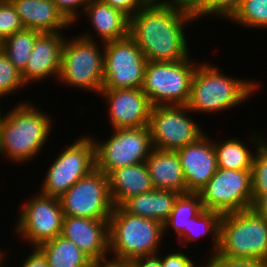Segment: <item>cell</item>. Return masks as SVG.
Here are the masks:
<instances>
[{"instance_id": "46", "label": "cell", "mask_w": 267, "mask_h": 267, "mask_svg": "<svg viewBox=\"0 0 267 267\" xmlns=\"http://www.w3.org/2000/svg\"><path fill=\"white\" fill-rule=\"evenodd\" d=\"M202 265L201 266H198V267H208V265L205 263V265H203V263H201Z\"/></svg>"}, {"instance_id": "36", "label": "cell", "mask_w": 267, "mask_h": 267, "mask_svg": "<svg viewBox=\"0 0 267 267\" xmlns=\"http://www.w3.org/2000/svg\"><path fill=\"white\" fill-rule=\"evenodd\" d=\"M114 9L121 11L129 19L141 10L150 0H102Z\"/></svg>"}, {"instance_id": "20", "label": "cell", "mask_w": 267, "mask_h": 267, "mask_svg": "<svg viewBox=\"0 0 267 267\" xmlns=\"http://www.w3.org/2000/svg\"><path fill=\"white\" fill-rule=\"evenodd\" d=\"M84 14L91 22L93 31L97 32L94 37L99 36L100 43L120 40L129 35V18L102 0H89L79 16Z\"/></svg>"}, {"instance_id": "5", "label": "cell", "mask_w": 267, "mask_h": 267, "mask_svg": "<svg viewBox=\"0 0 267 267\" xmlns=\"http://www.w3.org/2000/svg\"><path fill=\"white\" fill-rule=\"evenodd\" d=\"M90 34L66 37L57 82L98 96L103 89L104 45Z\"/></svg>"}, {"instance_id": "18", "label": "cell", "mask_w": 267, "mask_h": 267, "mask_svg": "<svg viewBox=\"0 0 267 267\" xmlns=\"http://www.w3.org/2000/svg\"><path fill=\"white\" fill-rule=\"evenodd\" d=\"M60 32L40 33L33 45L30 59L25 70L21 73L24 83L46 80L53 77L58 79L61 68L63 46L66 37Z\"/></svg>"}, {"instance_id": "14", "label": "cell", "mask_w": 267, "mask_h": 267, "mask_svg": "<svg viewBox=\"0 0 267 267\" xmlns=\"http://www.w3.org/2000/svg\"><path fill=\"white\" fill-rule=\"evenodd\" d=\"M31 197L20 207L14 233L33 247L61 235L64 214L58 197L41 192Z\"/></svg>"}, {"instance_id": "4", "label": "cell", "mask_w": 267, "mask_h": 267, "mask_svg": "<svg viewBox=\"0 0 267 267\" xmlns=\"http://www.w3.org/2000/svg\"><path fill=\"white\" fill-rule=\"evenodd\" d=\"M108 223L109 255H114L110 259L132 261L160 252L164 236L161 222L130 215L120 206H114Z\"/></svg>"}, {"instance_id": "22", "label": "cell", "mask_w": 267, "mask_h": 267, "mask_svg": "<svg viewBox=\"0 0 267 267\" xmlns=\"http://www.w3.org/2000/svg\"><path fill=\"white\" fill-rule=\"evenodd\" d=\"M154 189L173 190L187 193L180 157L177 151H165L153 148L146 159Z\"/></svg>"}, {"instance_id": "3", "label": "cell", "mask_w": 267, "mask_h": 267, "mask_svg": "<svg viewBox=\"0 0 267 267\" xmlns=\"http://www.w3.org/2000/svg\"><path fill=\"white\" fill-rule=\"evenodd\" d=\"M222 68L211 63H199L190 89L187 107L196 113L213 114L241 106L254 92L260 83L243 78L225 75ZM220 111V112H219Z\"/></svg>"}, {"instance_id": "28", "label": "cell", "mask_w": 267, "mask_h": 267, "mask_svg": "<svg viewBox=\"0 0 267 267\" xmlns=\"http://www.w3.org/2000/svg\"><path fill=\"white\" fill-rule=\"evenodd\" d=\"M39 34L38 31L24 28L0 43L1 50L20 73L26 68L34 42Z\"/></svg>"}, {"instance_id": "24", "label": "cell", "mask_w": 267, "mask_h": 267, "mask_svg": "<svg viewBox=\"0 0 267 267\" xmlns=\"http://www.w3.org/2000/svg\"><path fill=\"white\" fill-rule=\"evenodd\" d=\"M252 136V137H251ZM250 147L255 150H250V147L244 144V141L237 138L230 137L227 140L214 139V147L217 153V163L219 168L232 169V170H252L253 159L256 149L265 141L263 135H256L252 133ZM221 141V142H220ZM253 144V145H252ZM253 146V147H252Z\"/></svg>"}, {"instance_id": "44", "label": "cell", "mask_w": 267, "mask_h": 267, "mask_svg": "<svg viewBox=\"0 0 267 267\" xmlns=\"http://www.w3.org/2000/svg\"><path fill=\"white\" fill-rule=\"evenodd\" d=\"M4 253L6 254V252H4V250L0 249V261L2 258L7 257V255H5Z\"/></svg>"}, {"instance_id": "32", "label": "cell", "mask_w": 267, "mask_h": 267, "mask_svg": "<svg viewBox=\"0 0 267 267\" xmlns=\"http://www.w3.org/2000/svg\"><path fill=\"white\" fill-rule=\"evenodd\" d=\"M24 26L10 0H0V43Z\"/></svg>"}, {"instance_id": "37", "label": "cell", "mask_w": 267, "mask_h": 267, "mask_svg": "<svg viewBox=\"0 0 267 267\" xmlns=\"http://www.w3.org/2000/svg\"><path fill=\"white\" fill-rule=\"evenodd\" d=\"M179 251V252H178ZM170 252L165 256L161 255V252L156 255L160 258L162 267H198L190 256L182 253L180 250ZM160 254V255H159ZM162 256V257H161Z\"/></svg>"}, {"instance_id": "11", "label": "cell", "mask_w": 267, "mask_h": 267, "mask_svg": "<svg viewBox=\"0 0 267 267\" xmlns=\"http://www.w3.org/2000/svg\"><path fill=\"white\" fill-rule=\"evenodd\" d=\"M103 45L102 90L142 88L148 60L136 42L128 35Z\"/></svg>"}, {"instance_id": "40", "label": "cell", "mask_w": 267, "mask_h": 267, "mask_svg": "<svg viewBox=\"0 0 267 267\" xmlns=\"http://www.w3.org/2000/svg\"><path fill=\"white\" fill-rule=\"evenodd\" d=\"M252 209L260 215L267 217V193L252 194Z\"/></svg>"}, {"instance_id": "12", "label": "cell", "mask_w": 267, "mask_h": 267, "mask_svg": "<svg viewBox=\"0 0 267 267\" xmlns=\"http://www.w3.org/2000/svg\"><path fill=\"white\" fill-rule=\"evenodd\" d=\"M203 207L221 215L252 207L251 170L219 168L200 191Z\"/></svg>"}, {"instance_id": "42", "label": "cell", "mask_w": 267, "mask_h": 267, "mask_svg": "<svg viewBox=\"0 0 267 267\" xmlns=\"http://www.w3.org/2000/svg\"><path fill=\"white\" fill-rule=\"evenodd\" d=\"M96 267H136L131 261H117L113 259L105 260L103 263L97 264Z\"/></svg>"}, {"instance_id": "19", "label": "cell", "mask_w": 267, "mask_h": 267, "mask_svg": "<svg viewBox=\"0 0 267 267\" xmlns=\"http://www.w3.org/2000/svg\"><path fill=\"white\" fill-rule=\"evenodd\" d=\"M24 28L40 33L68 30L72 25L57 10L52 0H10ZM69 27V28H68Z\"/></svg>"}, {"instance_id": "1", "label": "cell", "mask_w": 267, "mask_h": 267, "mask_svg": "<svg viewBox=\"0 0 267 267\" xmlns=\"http://www.w3.org/2000/svg\"><path fill=\"white\" fill-rule=\"evenodd\" d=\"M195 20L165 0H150L129 19V36L148 61H178L191 56L185 28Z\"/></svg>"}, {"instance_id": "21", "label": "cell", "mask_w": 267, "mask_h": 267, "mask_svg": "<svg viewBox=\"0 0 267 267\" xmlns=\"http://www.w3.org/2000/svg\"><path fill=\"white\" fill-rule=\"evenodd\" d=\"M108 180L114 206H121L129 198L154 189L145 162L115 169Z\"/></svg>"}, {"instance_id": "15", "label": "cell", "mask_w": 267, "mask_h": 267, "mask_svg": "<svg viewBox=\"0 0 267 267\" xmlns=\"http://www.w3.org/2000/svg\"><path fill=\"white\" fill-rule=\"evenodd\" d=\"M112 129L149 126L152 104L142 88L101 90Z\"/></svg>"}, {"instance_id": "6", "label": "cell", "mask_w": 267, "mask_h": 267, "mask_svg": "<svg viewBox=\"0 0 267 267\" xmlns=\"http://www.w3.org/2000/svg\"><path fill=\"white\" fill-rule=\"evenodd\" d=\"M217 253L234 259L267 260V217L252 208L222 215Z\"/></svg>"}, {"instance_id": "17", "label": "cell", "mask_w": 267, "mask_h": 267, "mask_svg": "<svg viewBox=\"0 0 267 267\" xmlns=\"http://www.w3.org/2000/svg\"><path fill=\"white\" fill-rule=\"evenodd\" d=\"M108 221L64 216L61 236L71 240L96 264H100L109 259Z\"/></svg>"}, {"instance_id": "38", "label": "cell", "mask_w": 267, "mask_h": 267, "mask_svg": "<svg viewBox=\"0 0 267 267\" xmlns=\"http://www.w3.org/2000/svg\"><path fill=\"white\" fill-rule=\"evenodd\" d=\"M31 249L32 253L30 252L26 259L22 260V265L19 264V267H49L44 252L38 246H33Z\"/></svg>"}, {"instance_id": "27", "label": "cell", "mask_w": 267, "mask_h": 267, "mask_svg": "<svg viewBox=\"0 0 267 267\" xmlns=\"http://www.w3.org/2000/svg\"><path fill=\"white\" fill-rule=\"evenodd\" d=\"M222 215L213 210H206L205 208L196 216L191 218L188 224V233L181 239L180 248L189 246L187 243L197 241L200 237H212V251L214 254L218 251L220 245V224ZM183 240L185 242H183ZM183 242V243H182Z\"/></svg>"}, {"instance_id": "41", "label": "cell", "mask_w": 267, "mask_h": 267, "mask_svg": "<svg viewBox=\"0 0 267 267\" xmlns=\"http://www.w3.org/2000/svg\"><path fill=\"white\" fill-rule=\"evenodd\" d=\"M136 267H162L160 258L157 255L145 256L131 261Z\"/></svg>"}, {"instance_id": "9", "label": "cell", "mask_w": 267, "mask_h": 267, "mask_svg": "<svg viewBox=\"0 0 267 267\" xmlns=\"http://www.w3.org/2000/svg\"><path fill=\"white\" fill-rule=\"evenodd\" d=\"M68 145L54 158L38 192L60 198L74 183L96 168L95 145L91 136L84 135Z\"/></svg>"}, {"instance_id": "31", "label": "cell", "mask_w": 267, "mask_h": 267, "mask_svg": "<svg viewBox=\"0 0 267 267\" xmlns=\"http://www.w3.org/2000/svg\"><path fill=\"white\" fill-rule=\"evenodd\" d=\"M252 194L267 193V142L256 149L251 170Z\"/></svg>"}, {"instance_id": "25", "label": "cell", "mask_w": 267, "mask_h": 267, "mask_svg": "<svg viewBox=\"0 0 267 267\" xmlns=\"http://www.w3.org/2000/svg\"><path fill=\"white\" fill-rule=\"evenodd\" d=\"M46 255L49 267H96L97 264L71 240L61 235L38 246Z\"/></svg>"}, {"instance_id": "23", "label": "cell", "mask_w": 267, "mask_h": 267, "mask_svg": "<svg viewBox=\"0 0 267 267\" xmlns=\"http://www.w3.org/2000/svg\"><path fill=\"white\" fill-rule=\"evenodd\" d=\"M179 194L173 190L153 189L129 198L120 207L130 215L154 219L163 224Z\"/></svg>"}, {"instance_id": "7", "label": "cell", "mask_w": 267, "mask_h": 267, "mask_svg": "<svg viewBox=\"0 0 267 267\" xmlns=\"http://www.w3.org/2000/svg\"><path fill=\"white\" fill-rule=\"evenodd\" d=\"M196 62L191 56L178 61H148L142 90L152 106L187 105L192 79L199 65Z\"/></svg>"}, {"instance_id": "10", "label": "cell", "mask_w": 267, "mask_h": 267, "mask_svg": "<svg viewBox=\"0 0 267 267\" xmlns=\"http://www.w3.org/2000/svg\"><path fill=\"white\" fill-rule=\"evenodd\" d=\"M189 113L186 105L152 106L149 128L153 148L177 151L203 136L204 130Z\"/></svg>"}, {"instance_id": "16", "label": "cell", "mask_w": 267, "mask_h": 267, "mask_svg": "<svg viewBox=\"0 0 267 267\" xmlns=\"http://www.w3.org/2000/svg\"><path fill=\"white\" fill-rule=\"evenodd\" d=\"M206 133L196 142L177 150L187 192L200 193L218 169L214 139Z\"/></svg>"}, {"instance_id": "30", "label": "cell", "mask_w": 267, "mask_h": 267, "mask_svg": "<svg viewBox=\"0 0 267 267\" xmlns=\"http://www.w3.org/2000/svg\"><path fill=\"white\" fill-rule=\"evenodd\" d=\"M25 85L20 71L0 48V98L17 93V90H22Z\"/></svg>"}, {"instance_id": "45", "label": "cell", "mask_w": 267, "mask_h": 267, "mask_svg": "<svg viewBox=\"0 0 267 267\" xmlns=\"http://www.w3.org/2000/svg\"><path fill=\"white\" fill-rule=\"evenodd\" d=\"M4 259H5V257L1 259V261H0V267H6V266H4V264H3V262H5Z\"/></svg>"}, {"instance_id": "39", "label": "cell", "mask_w": 267, "mask_h": 267, "mask_svg": "<svg viewBox=\"0 0 267 267\" xmlns=\"http://www.w3.org/2000/svg\"><path fill=\"white\" fill-rule=\"evenodd\" d=\"M167 3L185 10L194 16L207 4L208 0H165Z\"/></svg>"}, {"instance_id": "33", "label": "cell", "mask_w": 267, "mask_h": 267, "mask_svg": "<svg viewBox=\"0 0 267 267\" xmlns=\"http://www.w3.org/2000/svg\"><path fill=\"white\" fill-rule=\"evenodd\" d=\"M240 3L241 0H208L207 4L195 15V18L199 20L205 16H215L216 18H226L229 21L238 10Z\"/></svg>"}, {"instance_id": "26", "label": "cell", "mask_w": 267, "mask_h": 267, "mask_svg": "<svg viewBox=\"0 0 267 267\" xmlns=\"http://www.w3.org/2000/svg\"><path fill=\"white\" fill-rule=\"evenodd\" d=\"M204 209L199 193L179 194L168 219L163 223V235L166 237L169 228L176 233L179 243L188 233V224L191 218L196 217ZM167 231V232H166Z\"/></svg>"}, {"instance_id": "35", "label": "cell", "mask_w": 267, "mask_h": 267, "mask_svg": "<svg viewBox=\"0 0 267 267\" xmlns=\"http://www.w3.org/2000/svg\"><path fill=\"white\" fill-rule=\"evenodd\" d=\"M55 3L57 10L63 17L71 24L74 25L79 20V9L82 11L86 8L89 0H52ZM81 7V8H80Z\"/></svg>"}, {"instance_id": "34", "label": "cell", "mask_w": 267, "mask_h": 267, "mask_svg": "<svg viewBox=\"0 0 267 267\" xmlns=\"http://www.w3.org/2000/svg\"><path fill=\"white\" fill-rule=\"evenodd\" d=\"M209 258L206 262L208 267H267V260L261 258L234 259L221 256L217 252Z\"/></svg>"}, {"instance_id": "43", "label": "cell", "mask_w": 267, "mask_h": 267, "mask_svg": "<svg viewBox=\"0 0 267 267\" xmlns=\"http://www.w3.org/2000/svg\"><path fill=\"white\" fill-rule=\"evenodd\" d=\"M3 114H5V112H3L2 109H1V107H0V126H1L2 120L4 118V115Z\"/></svg>"}, {"instance_id": "2", "label": "cell", "mask_w": 267, "mask_h": 267, "mask_svg": "<svg viewBox=\"0 0 267 267\" xmlns=\"http://www.w3.org/2000/svg\"><path fill=\"white\" fill-rule=\"evenodd\" d=\"M24 101L5 112L0 126V156L16 164L33 161L46 145L53 128L49 114Z\"/></svg>"}, {"instance_id": "8", "label": "cell", "mask_w": 267, "mask_h": 267, "mask_svg": "<svg viewBox=\"0 0 267 267\" xmlns=\"http://www.w3.org/2000/svg\"><path fill=\"white\" fill-rule=\"evenodd\" d=\"M109 139L95 145V167L109 175L113 170L146 162L153 150L149 126L112 129Z\"/></svg>"}, {"instance_id": "29", "label": "cell", "mask_w": 267, "mask_h": 267, "mask_svg": "<svg viewBox=\"0 0 267 267\" xmlns=\"http://www.w3.org/2000/svg\"><path fill=\"white\" fill-rule=\"evenodd\" d=\"M229 20L247 29H266L267 0H241L238 10Z\"/></svg>"}, {"instance_id": "13", "label": "cell", "mask_w": 267, "mask_h": 267, "mask_svg": "<svg viewBox=\"0 0 267 267\" xmlns=\"http://www.w3.org/2000/svg\"><path fill=\"white\" fill-rule=\"evenodd\" d=\"M59 199L64 216L109 220L114 208L108 176L97 168L74 183Z\"/></svg>"}]
</instances>
